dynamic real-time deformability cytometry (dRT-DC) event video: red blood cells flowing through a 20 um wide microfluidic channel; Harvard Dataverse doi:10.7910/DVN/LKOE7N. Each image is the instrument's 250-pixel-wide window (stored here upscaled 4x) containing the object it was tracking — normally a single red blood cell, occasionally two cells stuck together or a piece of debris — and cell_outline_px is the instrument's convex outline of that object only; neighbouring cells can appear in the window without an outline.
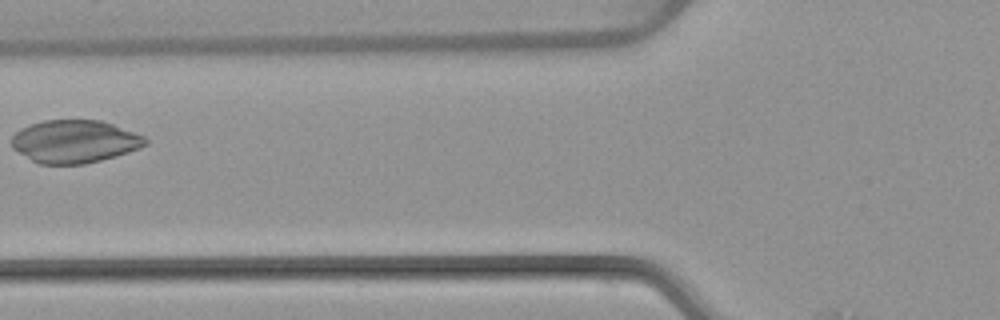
{"species": "common noctule bat (a hibernating species)", "species_latin": "Nyctalus noctula", "temperature_condition": "warm", "stored_images_in_passage": 6, "camera_frame_rate_fps": 3000, "um_per_image_px": 0.085, "animal": {"sex": "female", "body_mass_g": 22.7, "forearm_length_mm": 54.2}, "frame": {"image": 1, "passage_image": 5, "time_ms": 5.667, "image_size_px": [1000, 320], "cell_outline_px": [[148, 144], [140, 148], [116, 156], [84, 164], [40, 164], [32, 160], [12, 148], [12, 136], [20, 128], [44, 120], [100, 120], [112, 124], [144, 136], [148, 140]], "centroid_in_image_um": [6.35, 12.02], "position_along_channel_um": 119.5, "area_um2": 33.23}}
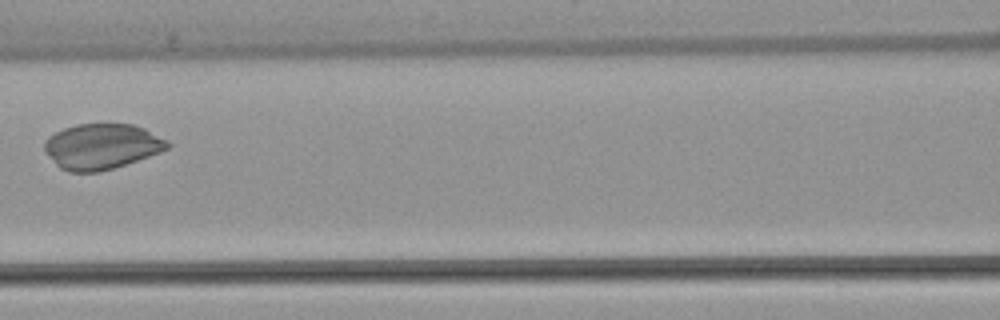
{"frame": {"image": 2, "passage_image": 6, "time_ms": 6.667, "image_size_px": [1000, 320], "cell_outline_px": [[172, 144], [168, 148], [160, 152], [112, 168], [96, 172], [68, 172], [60, 168], [44, 152], [44, 140], [48, 136], [64, 128], [76, 124], [132, 124], [144, 128], [168, 140]], "centroid_in_image_um": [8.62, 12.44], "position_along_channel_um": 158.0, "area_um2": 32.54}}